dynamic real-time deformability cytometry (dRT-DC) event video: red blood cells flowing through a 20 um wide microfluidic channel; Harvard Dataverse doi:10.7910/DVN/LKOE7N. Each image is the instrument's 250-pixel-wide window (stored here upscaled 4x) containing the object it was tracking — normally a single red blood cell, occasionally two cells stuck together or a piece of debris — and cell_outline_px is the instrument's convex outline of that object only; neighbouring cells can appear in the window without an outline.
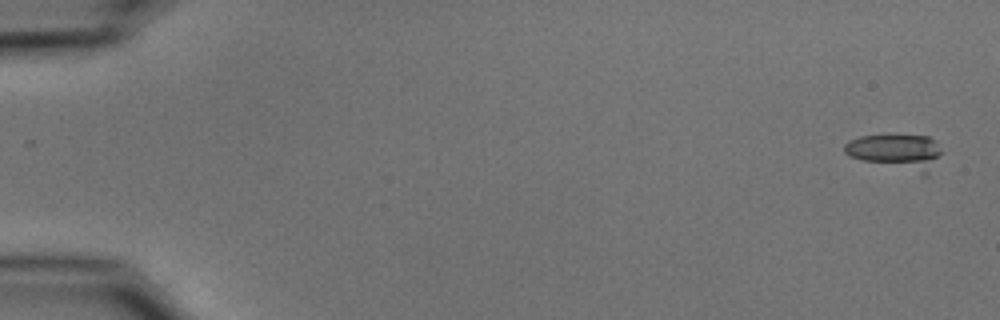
{"species": "common noctule bat (a hibernating species)", "species_latin": "Nyctalus noctula", "temperature_condition": "cold", "stored_images_in_passage": 7, "camera_frame_rate_fps": 3000, "um_per_image_px": 0.085, "animal": {"sex": "male", "body_mass_g": 15.6}, "frame": {"image": 1, "passage_image": 1, "time_ms": 0.0, "image_size_px": [1000, 320], "cell_outline_px": [[944, 152], [928, 176], [920, 176], [848, 156], [844, 152], [844, 144], [848, 140], [860, 136], [928, 136], [936, 140]], "centroid_in_image_um": [76.27, 12.95], "position_along_channel_um": 8.7, "area_um2": 20.63}}